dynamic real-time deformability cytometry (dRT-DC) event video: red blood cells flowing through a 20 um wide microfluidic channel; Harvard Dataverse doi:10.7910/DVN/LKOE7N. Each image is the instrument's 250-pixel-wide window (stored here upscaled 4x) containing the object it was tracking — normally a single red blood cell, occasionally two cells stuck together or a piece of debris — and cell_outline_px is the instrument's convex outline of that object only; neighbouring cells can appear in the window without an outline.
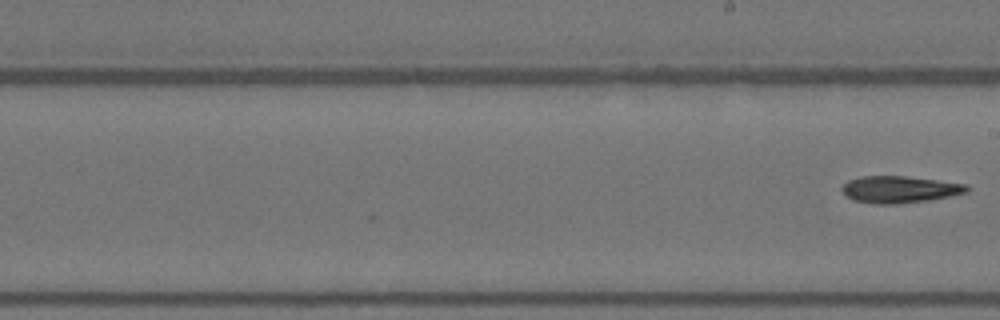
{"species": "Egyptian fruit bat (a non-hibernating species)", "species_latin": "Rousettus aegyptiacus", "temperature_condition": "warm", "stored_images_in_passage": 26, "camera_frame_rate_fps": 3000, "um_per_image_px": 0.085, "animal": {"sex": "female"}, "frame": {"image": 1, "passage_image": 26, "time_ms": 8.333, "image_size_px": [1000, 320], "cell_outline_px": [[968, 192], [928, 200], [896, 204], [872, 204], [852, 200], [844, 196], [840, 188], [848, 180], [860, 176], [904, 176], [968, 184]], "centroid_in_image_um": [76.39, 16.1], "position_along_channel_um": 212.6, "area_um2": 19.65}}